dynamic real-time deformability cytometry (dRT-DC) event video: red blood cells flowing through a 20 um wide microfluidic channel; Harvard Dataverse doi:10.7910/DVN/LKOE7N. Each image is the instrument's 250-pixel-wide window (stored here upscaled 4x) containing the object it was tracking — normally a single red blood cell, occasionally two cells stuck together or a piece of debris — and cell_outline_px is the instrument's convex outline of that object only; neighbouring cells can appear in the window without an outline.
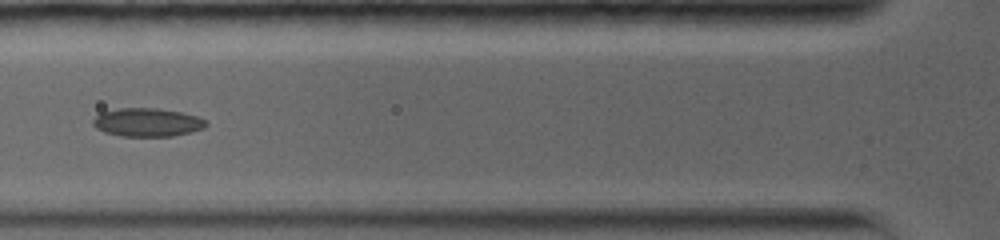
{"species": "common noctule bat (a hibernating species)", "species_latin": "Nyctalus noctula", "temperature_condition": "warm", "stored_images_in_passage": 13, "camera_frame_rate_fps": 5000, "um_per_image_px": 0.085, "animal": {"sex": "female", "body_mass_g": 19.0, "forearm_length_mm": 56.7}, "frame": {"image": 1, "passage_image": 6, "time_ms": 3.2, "image_size_px": [1000, 240], "cell_outline_px": [[208, 124], [204, 128], [192, 132], [172, 136], [120, 136], [104, 132], [96, 128], [92, 124], [92, 120], [100, 112], [116, 108], [156, 108], [180, 112], [196, 116], [204, 120]], "centroid_in_image_um": [12.48, 10.4], "position_along_channel_um": 113.3, "area_um2": 18.79}}
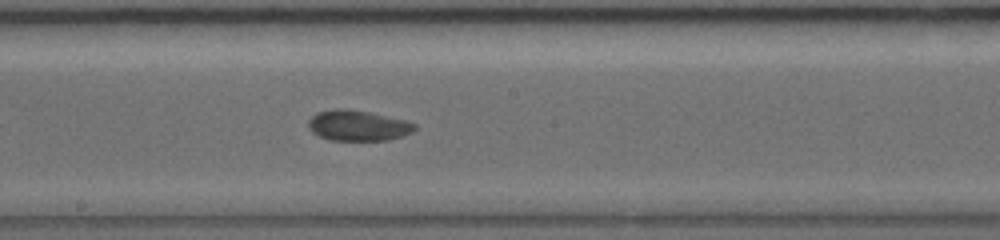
{"frame": {"image": 2, "passage_image": 10, "time_ms": 6.0, "image_size_px": [1000, 240], "cell_outline_px": [[416, 128], [412, 132], [404, 136], [388, 140], [328, 140], [312, 132], [308, 128], [308, 120], [316, 112], [336, 108], [348, 108], [368, 112], [404, 120], [416, 124]], "centroid_in_image_um": [30.4, 10.67], "position_along_channel_um": 217.8, "area_um2": 19.02}}
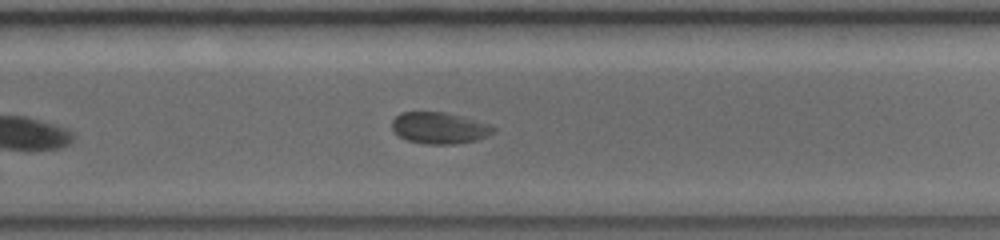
{"frame": {"image": 3, "passage_image": 13, "time_ms": 8.0, "image_size_px": [1000, 240], "cell_outline_px": [[496, 132], [488, 136], [476, 140], [452, 144], [424, 144], [404, 140], [392, 128], [392, 120], [400, 112], [444, 112], [492, 124], [496, 128]], "centroid_in_image_um": [37.37, 10.88], "position_along_channel_um": 292.4, "area_um2": 18.73}}